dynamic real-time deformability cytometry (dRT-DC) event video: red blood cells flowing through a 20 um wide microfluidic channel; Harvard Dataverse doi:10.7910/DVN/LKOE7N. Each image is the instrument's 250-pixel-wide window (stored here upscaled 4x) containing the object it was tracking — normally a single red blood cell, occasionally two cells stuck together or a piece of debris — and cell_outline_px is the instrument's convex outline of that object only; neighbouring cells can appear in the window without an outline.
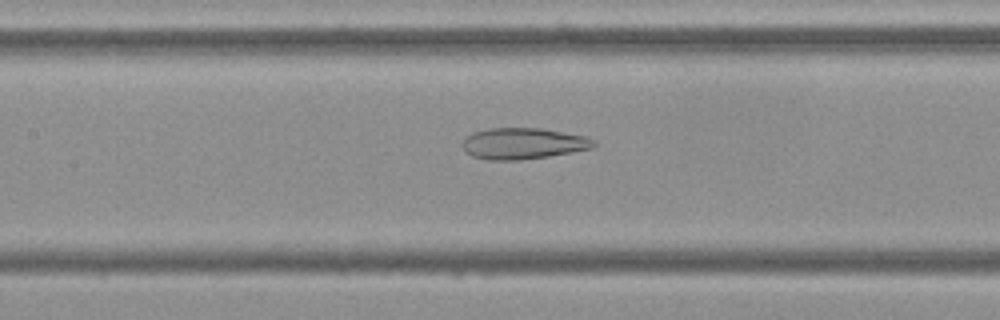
{"species": "Egyptian fruit bat (a non-hibernating species)", "species_latin": "Rousettus aegyptiacus", "temperature_condition": "cold", "stored_images_in_passage": 53, "camera_frame_rate_fps": 3000, "um_per_image_px": 0.085, "frame": {"image": 1, "passage_image": 24, "time_ms": 7.667, "image_size_px": [1000, 320], "cell_outline_px": [[596, 144], [592, 148], [572, 152], [548, 156], [520, 160], [488, 160], [472, 156], [464, 152], [460, 144], [464, 136], [472, 132], [488, 128], [540, 128], [584, 136], [596, 140]], "centroid_in_image_um": [44.39, 12.2], "position_along_channel_um": 163.0, "area_um2": 24.16}}
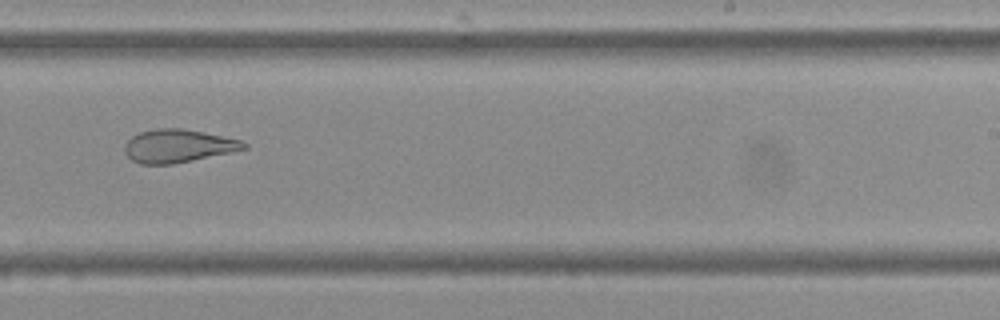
{"frame": {"image": 2, "passage_image": 33, "time_ms": 10.667, "image_size_px": [1000, 320], "cell_outline_px": [[248, 148], [232, 152], [172, 164], [140, 164], [132, 160], [124, 152], [124, 144], [132, 136], [140, 132], [156, 128], [184, 128], [204, 132], [240, 140], [248, 144]], "centroid_in_image_um": [15.12, 12.4], "position_along_channel_um": 273.9, "area_um2": 23.0}}
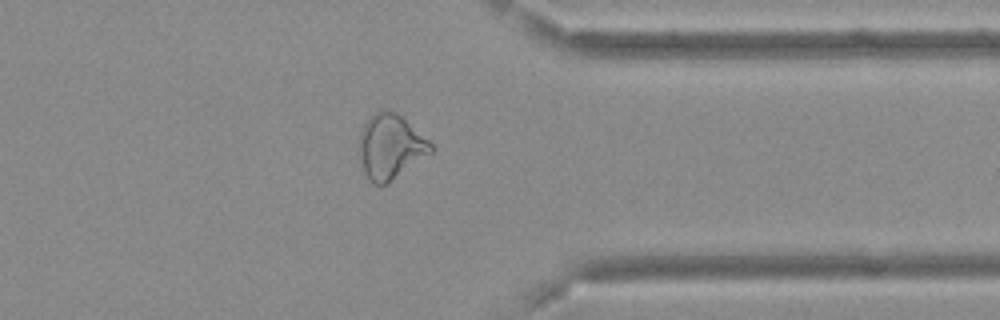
{"frame": {"image": 3, "passage_image": 42, "time_ms": 13.667, "image_size_px": [1000, 320], "cell_outline_px": [[436, 148], [432, 152], [388, 184], [376, 184], [368, 180], [360, 164], [360, 132], [368, 116], [384, 108], [396, 112], [428, 140]], "centroid_in_image_um": [33.17, 12.47], "position_along_channel_um": 378.2, "area_um2": 27.05}, "authors_computed_cell_mechanics": {"area_um2": 28.3798, "velocity_mm_per_s": 3.7069, "shape_relaxation_time_tau1_ms": null, "shape_relaxation_time_tau2_ms": 2.2338, "deformation_change_tau1": null, "deformation_change_tau2": 0.1069}}